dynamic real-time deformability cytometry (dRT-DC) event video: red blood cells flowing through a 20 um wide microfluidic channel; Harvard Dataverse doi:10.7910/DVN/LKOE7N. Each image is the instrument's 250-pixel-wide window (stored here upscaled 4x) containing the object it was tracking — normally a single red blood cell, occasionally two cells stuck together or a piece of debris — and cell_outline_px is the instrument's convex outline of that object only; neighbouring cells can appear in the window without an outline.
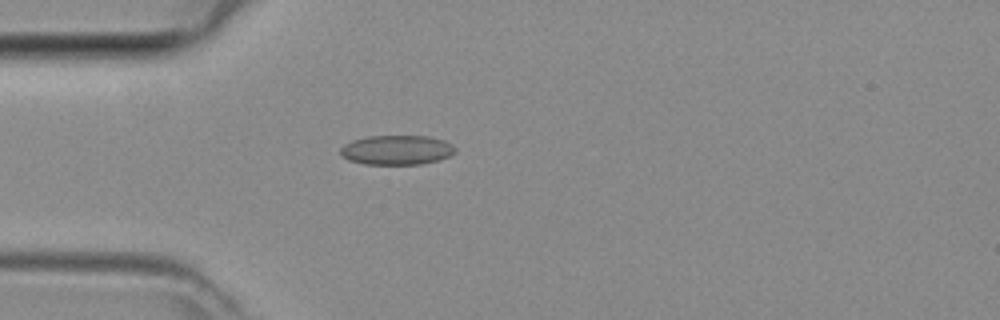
{"species": "common noctule bat (a hibernating species)", "species_latin": "Nyctalus noctula", "temperature_condition": "room temperature", "stored_images_in_passage": 40, "camera_frame_rate_fps": 3000, "um_per_image_px": 0.085, "animal": {"sex": "female", "body_mass_g": 29.2, "forearm_length_mm": 56.3}, "frame": {"image": 1, "passage_image": 7, "time_ms": 2.0, "image_size_px": [1000, 320], "cell_outline_px": [[456, 152], [448, 156], [436, 160], [420, 164], [364, 164], [348, 160], [340, 156], [340, 148], [344, 144], [352, 140], [368, 136], [428, 136], [444, 140], [452, 144], [456, 148]], "centroid_in_image_um": [33.69, 12.74], "position_along_channel_um": 51.3, "area_um2": 19.83}}
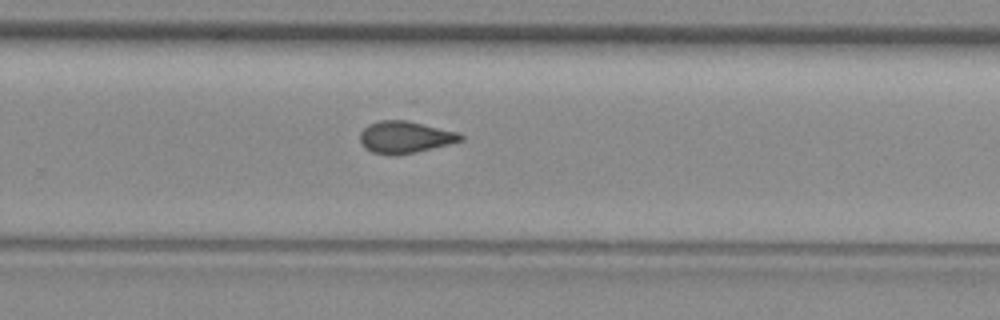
{"frame": {"image": 2, "passage_image": 24, "time_ms": 7.667, "image_size_px": [1000, 320], "cell_outline_px": [[464, 136], [460, 140], [448, 144], [416, 152], [396, 156], [372, 152], [364, 148], [360, 140], [360, 132], [368, 124], [380, 120], [404, 120], [460, 132]], "centroid_in_image_um": [34.4, 11.66], "position_along_channel_um": 295.4, "area_um2": 18.67}}
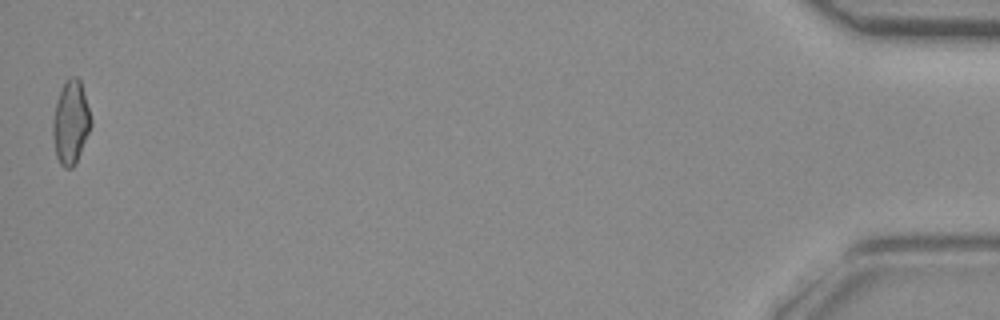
{"frame": {"image": 3, "passage_image": 40, "time_ms": 13.0, "image_size_px": [1000, 320], "cell_outline_px": [[92, 124], [80, 152], [72, 168], [64, 168], [60, 164], [56, 156], [52, 136], [52, 120], [56, 100], [64, 84], [72, 76], [76, 76], [80, 80], [92, 120]], "centroid_in_image_um": [5.99, 10.41], "position_along_channel_um": 429.2, "area_um2": 18.32}}